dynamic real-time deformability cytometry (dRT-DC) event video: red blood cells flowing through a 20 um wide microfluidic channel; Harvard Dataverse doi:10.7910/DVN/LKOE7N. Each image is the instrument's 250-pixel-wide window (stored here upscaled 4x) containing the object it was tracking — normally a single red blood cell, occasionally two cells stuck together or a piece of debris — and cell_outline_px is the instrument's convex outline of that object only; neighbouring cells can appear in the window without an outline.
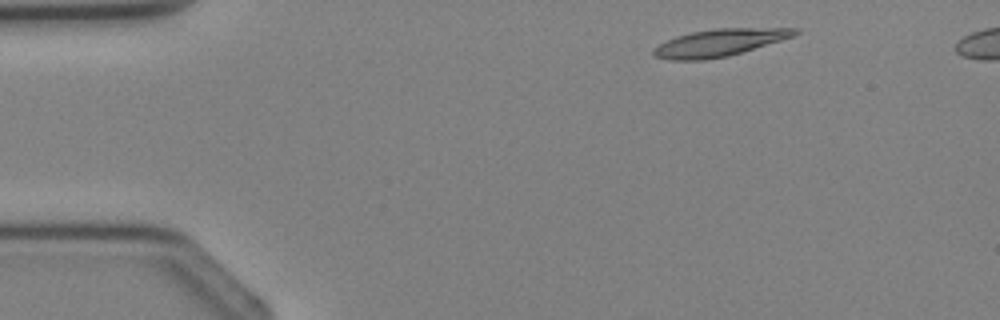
{"species": "Egyptian fruit bat (a non-hibernating species)", "species_latin": "Rousettus aegyptiacus", "temperature_condition": "cold", "stored_images_in_passage": 3, "camera_frame_rate_fps": 3000, "um_per_image_px": 0.085, "animal": {"sex": "female"}, "frame": {"image": 1, "passage_image": 1, "time_ms": 0.0, "image_size_px": [1000, 320], "cell_outline_px": [[800, 32], [792, 36], [780, 40], [728, 56], [704, 60], [668, 60], [656, 56], [652, 52], [652, 48], [676, 36], [692, 32], [716, 28], [800, 28]], "centroid_in_image_um": [61.12, 3.62], "position_along_channel_um": 23.9, "area_um2": 22.14}}